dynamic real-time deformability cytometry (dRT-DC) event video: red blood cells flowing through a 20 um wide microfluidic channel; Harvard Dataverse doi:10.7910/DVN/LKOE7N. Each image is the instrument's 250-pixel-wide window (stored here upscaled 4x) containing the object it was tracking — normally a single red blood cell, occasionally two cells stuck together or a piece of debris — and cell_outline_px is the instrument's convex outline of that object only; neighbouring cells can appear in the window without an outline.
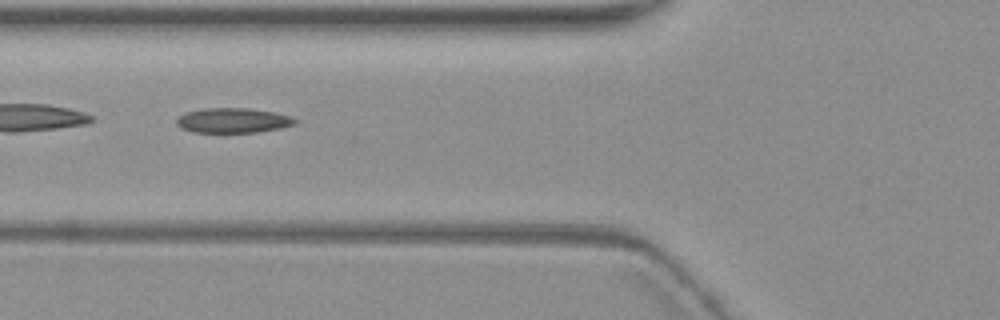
{"species": "common noctule bat (a hibernating species)", "species_latin": "Nyctalus noctula", "temperature_condition": "warm", "stored_images_in_passage": 6, "camera_frame_rate_fps": 3000, "um_per_image_px": 0.085, "animal": {"sex": "female", "body_mass_g": 19.3, "forearm_length_mm": 54.1}, "frame": {"image": 1, "passage_image": 4, "time_ms": 3.667, "image_size_px": [1000, 320], "cell_outline_px": [[296, 124], [280, 128], [256, 132], [192, 132], [180, 128], [176, 124], [176, 120], [184, 112], [204, 108], [248, 108], [276, 112], [292, 116], [296, 120]], "centroid_in_image_um": [19.8, 10.23], "position_along_channel_um": 106.0, "area_um2": 17.28}}
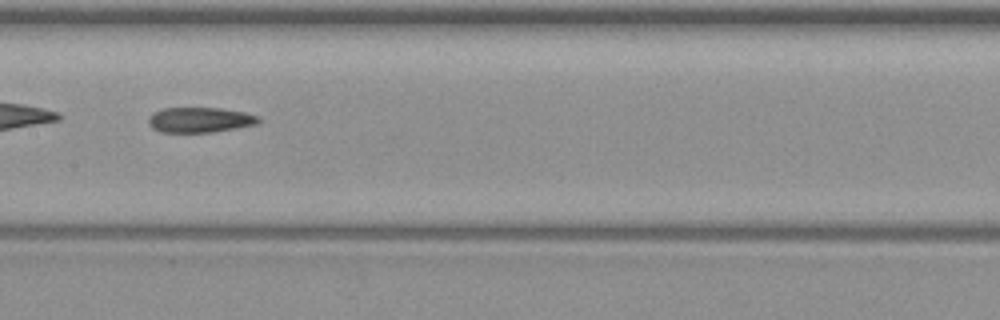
{"frame": {"image": 2, "passage_image": 6, "time_ms": 6.0, "image_size_px": [1000, 320], "cell_outline_px": [[260, 120], [256, 124], [236, 128], [212, 132], [160, 132], [152, 128], [148, 124], [148, 116], [152, 112], [164, 108], [220, 108], [244, 112], [260, 116]], "centroid_in_image_um": [16.96, 10.18], "position_along_channel_um": 190.4, "area_um2": 16.24}}